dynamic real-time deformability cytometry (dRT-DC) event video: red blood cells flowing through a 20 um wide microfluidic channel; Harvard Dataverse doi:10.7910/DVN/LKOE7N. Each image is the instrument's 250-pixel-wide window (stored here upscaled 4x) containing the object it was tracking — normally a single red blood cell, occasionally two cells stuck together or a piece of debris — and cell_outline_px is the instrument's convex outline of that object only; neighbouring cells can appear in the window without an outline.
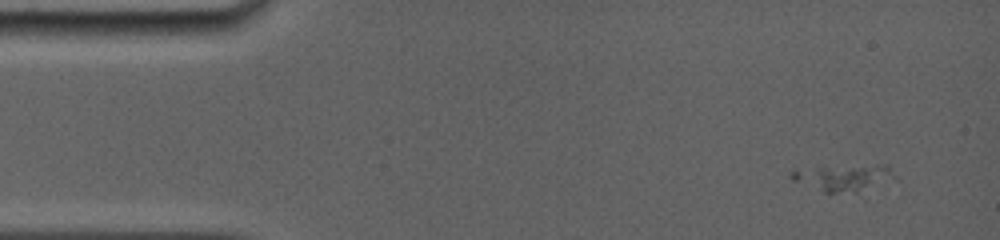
{"species": "common noctule bat (a hibernating species)", "species_latin": "Nyctalus noctula", "temperature_condition": "room temperature", "stored_images_in_passage": 4, "camera_frame_rate_fps": 5000, "um_per_image_px": 0.085, "animal": {"sex": "female", "body_mass_g": 19.0, "forearm_length_mm": 56.7}, "frame": {"image": 1, "passage_image": 1, "time_ms": 0.0, "image_size_px": [1000, 240], "cell_outline_px": [[900, 180], [856, 192], [824, 192], [792, 180], [788, 176], [792, 172], [816, 168], [876, 164], [888, 164]], "centroid_in_image_um": [71.9, 15.1], "position_along_channel_um": 13.1, "area_um2": 16.07}}